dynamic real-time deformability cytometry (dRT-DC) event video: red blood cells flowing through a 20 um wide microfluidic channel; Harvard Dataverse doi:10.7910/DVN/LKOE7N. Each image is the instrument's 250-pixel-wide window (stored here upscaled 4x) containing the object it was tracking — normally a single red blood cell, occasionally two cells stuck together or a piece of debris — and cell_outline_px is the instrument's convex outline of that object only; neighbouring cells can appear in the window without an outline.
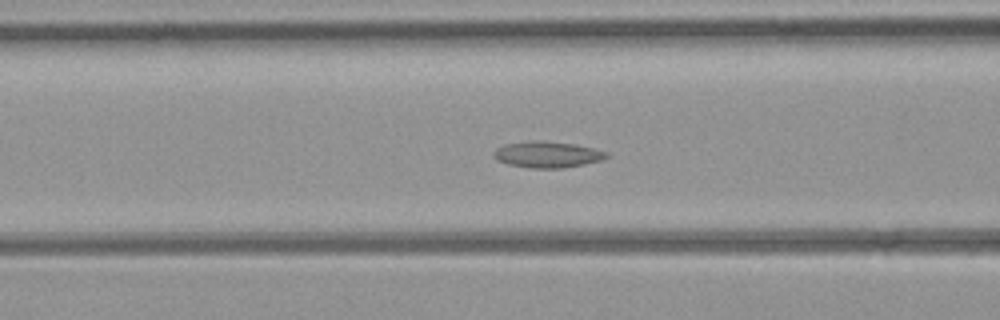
{"species": "common noctule bat (a hibernating species)", "species_latin": "Nyctalus noctula", "temperature_condition": "room temperature", "stored_images_in_passage": 52, "camera_frame_rate_fps": 3000, "um_per_image_px": 0.085, "animal": {"sex": "female", "body_mass_g": 21.9}, "frame": {"image": 1, "passage_image": 20, "time_ms": 6.333, "image_size_px": [1000, 320], "cell_outline_px": [[608, 156], [604, 160], [584, 164], [560, 168], [532, 168], [508, 164], [496, 160], [492, 156], [492, 152], [496, 148], [504, 144], [528, 140], [544, 140], [576, 144], [608, 152]], "centroid_in_image_um": [46.49, 13.12], "position_along_channel_um": 120.1, "area_um2": 17.51}}
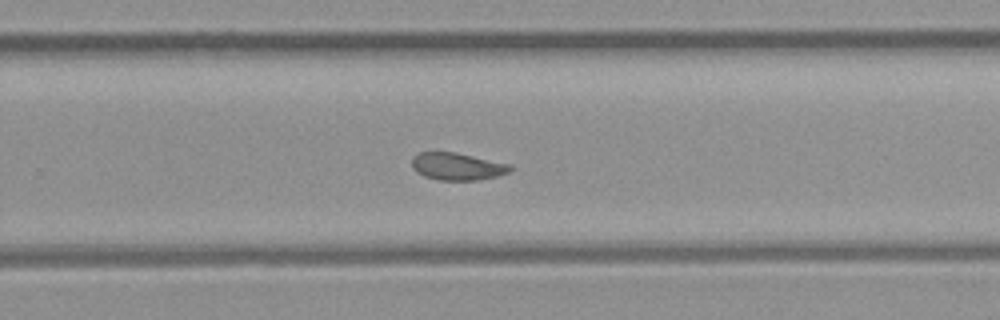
{"frame": {"image": 2, "passage_image": 33, "time_ms": 10.667, "image_size_px": [1000, 320], "cell_outline_px": [[512, 168], [508, 172], [496, 176], [476, 180], [436, 180], [424, 176], [416, 172], [412, 168], [412, 156], [420, 152], [456, 152], [512, 164]], "centroid_in_image_um": [38.84, 14.14], "position_along_channel_um": 291.0, "area_um2": 15.78}}
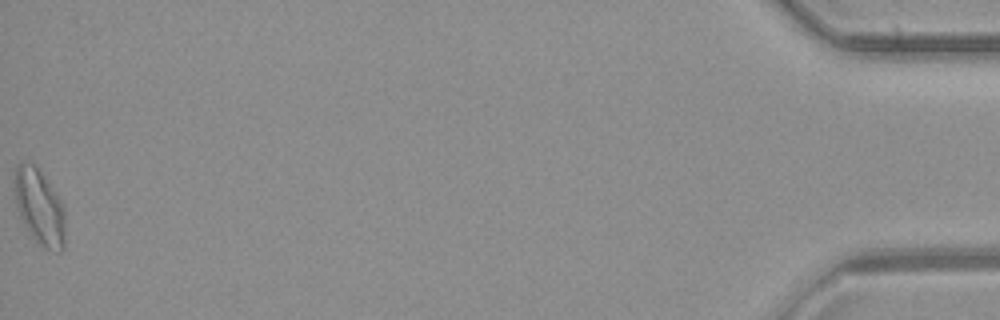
{"frame": {"image": 3, "passage_image": 52, "time_ms": 17.0, "image_size_px": [1000, 320], "cell_outline_px": [[64, 248], [60, 252], [44, 248], [32, 236], [24, 224], [20, 216], [16, 204], [16, 168], [24, 160], [32, 164], [40, 172], [60, 200], [64, 208]], "centroid_in_image_um": [3.38, 17.65], "position_along_channel_um": 431.8, "area_um2": 21.5}, "authors_computed_cell_mechanics": {"area_um2": 17.0799, "velocity_mm_per_s": 3.9536, "shape_relaxation_time_tau1_ms": null, "shape_relaxation_time_tau2_ms": 2.7888, "deformation_change_tau1": null, "deformation_change_tau2": 0.0818}}